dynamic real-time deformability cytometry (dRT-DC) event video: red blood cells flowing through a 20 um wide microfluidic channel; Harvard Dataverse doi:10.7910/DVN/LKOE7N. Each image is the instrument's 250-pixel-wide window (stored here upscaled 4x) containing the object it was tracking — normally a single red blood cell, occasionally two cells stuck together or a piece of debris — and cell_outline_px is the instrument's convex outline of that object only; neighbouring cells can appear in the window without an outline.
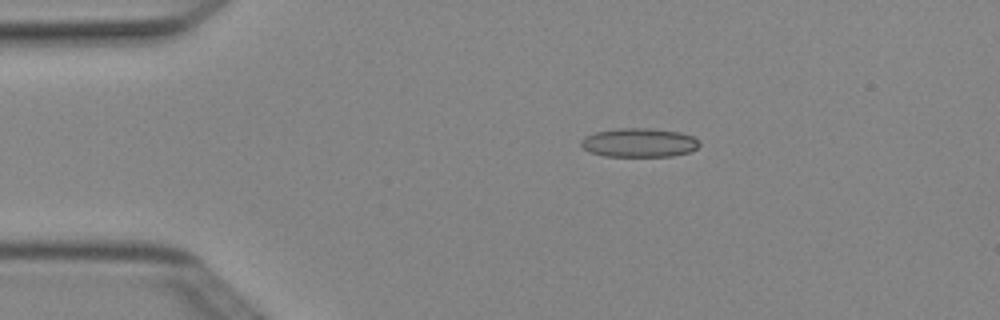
{"species": "Egyptian fruit bat (a non-hibernating species)", "species_latin": "Rousettus aegyptiacus", "temperature_condition": "cold", "stored_images_in_passage": 5, "camera_frame_rate_fps": 3000, "um_per_image_px": 0.085, "animal": {"sex": "female"}, "frame": {"image": 1, "passage_image": 2, "time_ms": 0.333, "image_size_px": [1000, 320], "cell_outline_px": [[700, 144], [696, 148], [688, 152], [672, 156], [604, 156], [588, 152], [580, 144], [580, 140], [584, 136], [596, 132], [616, 128], [648, 128], [680, 132], [692, 136]], "centroid_in_image_um": [54.27, 12.12], "position_along_channel_um": 30.7, "area_um2": 19.94}}
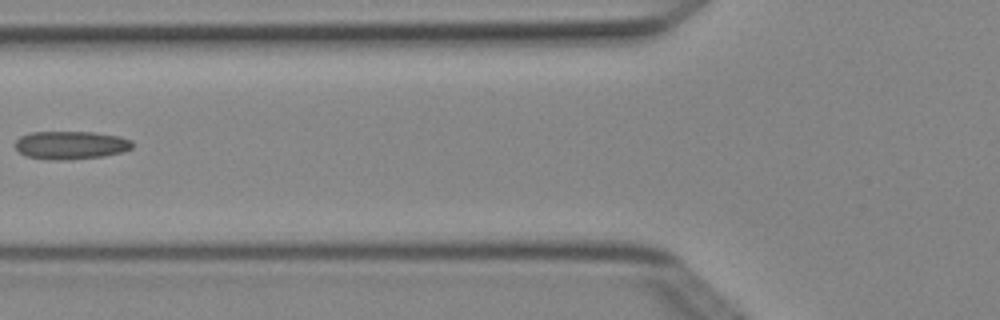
{"frame": {"image": 2, "passage_image": 4, "time_ms": 1.0, "image_size_px": [1000, 320], "cell_outline_px": [[132, 148], [120, 152], [104, 156], [68, 160], [52, 160], [28, 156], [20, 152], [16, 148], [16, 140], [20, 136], [32, 132], [96, 132], [120, 136], [132, 140]], "centroid_in_image_um": [6.04, 12.33], "position_along_channel_um": 119.8, "area_um2": 19.19}}
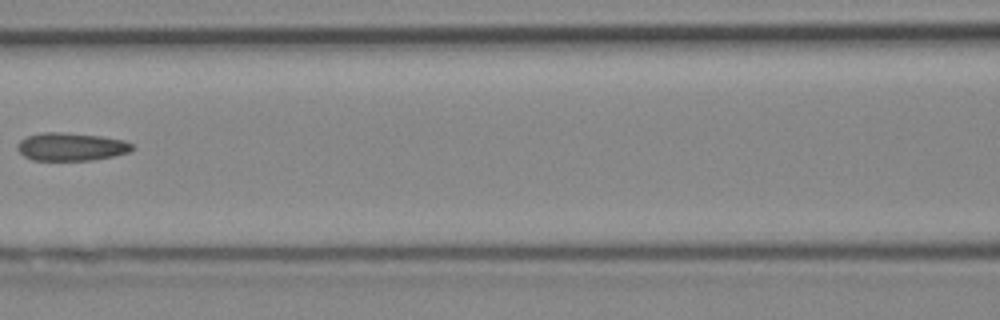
{"frame": {"image": 3, "passage_image": 5, "time_ms": 1.333, "image_size_px": [1000, 320], "cell_outline_px": [[132, 148], [128, 152], [112, 156], [92, 160], [32, 160], [24, 156], [16, 148], [16, 144], [20, 140], [28, 136], [44, 132], [64, 132], [100, 136], [124, 140], [132, 144]], "centroid_in_image_um": [6.0, 12.47], "position_along_channel_um": 160.6, "area_um2": 18.61}}